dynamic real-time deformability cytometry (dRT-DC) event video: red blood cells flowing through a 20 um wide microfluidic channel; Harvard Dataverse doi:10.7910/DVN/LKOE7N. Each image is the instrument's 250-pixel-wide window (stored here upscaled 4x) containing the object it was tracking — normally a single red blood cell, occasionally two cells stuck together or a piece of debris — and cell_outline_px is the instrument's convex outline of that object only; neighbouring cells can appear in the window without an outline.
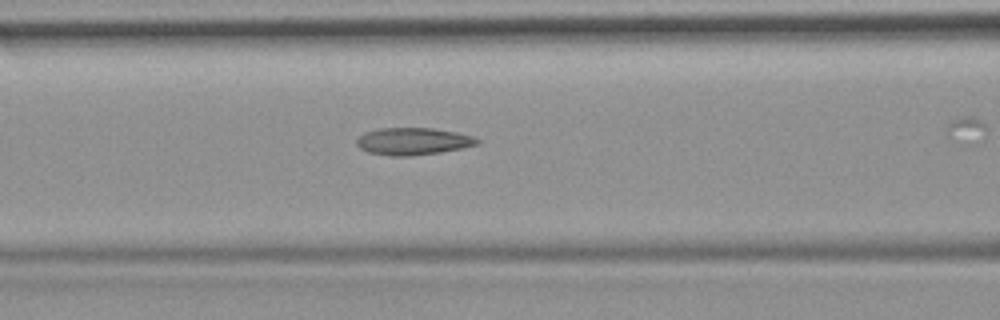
{"species": "common noctule bat (a hibernating species)", "species_latin": "Nyctalus noctula", "temperature_condition": "room temperature", "stored_images_in_passage": 30, "camera_frame_rate_fps": 3000, "um_per_image_px": 0.085, "animal": {"sex": "female", "body_mass_g": 19.9}, "frame": {"image": 1, "passage_image": 9, "time_ms": 2.667, "image_size_px": [1000, 320], "cell_outline_px": [[480, 144], [440, 152], [408, 156], [392, 156], [368, 152], [360, 148], [356, 144], [356, 140], [364, 132], [380, 128], [432, 128], [456, 132], [472, 136], [480, 140]], "centroid_in_image_um": [35.09, 12.01], "position_along_channel_um": 131.5, "area_um2": 19.02}}
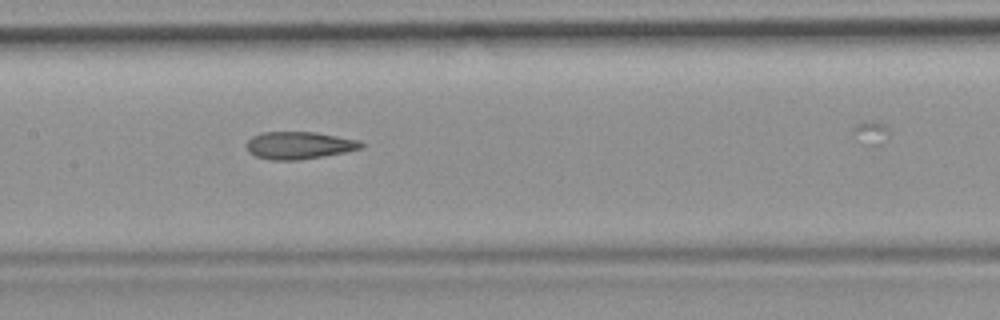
{"frame": {"image": 2, "passage_image": 13, "time_ms": 4.0, "image_size_px": [1000, 320], "cell_outline_px": [[364, 144], [360, 148], [344, 152], [324, 156], [300, 160], [272, 160], [256, 156], [248, 152], [248, 140], [252, 136], [264, 132], [316, 132], [356, 140]], "centroid_in_image_um": [25.39, 12.36], "position_along_channel_um": 182.0, "area_um2": 18.03}}